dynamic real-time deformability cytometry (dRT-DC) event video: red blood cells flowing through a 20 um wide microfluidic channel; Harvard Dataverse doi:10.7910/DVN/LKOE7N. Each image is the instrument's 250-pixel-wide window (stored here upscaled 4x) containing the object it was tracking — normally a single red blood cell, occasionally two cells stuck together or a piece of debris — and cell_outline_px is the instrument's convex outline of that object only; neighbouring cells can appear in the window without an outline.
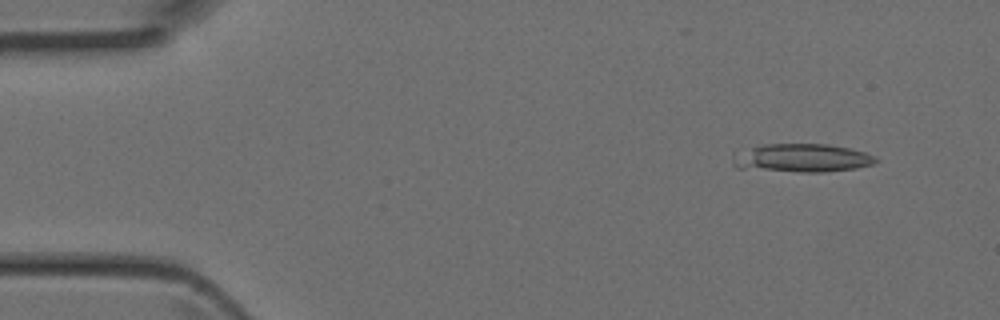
{"species": "Egyptian fruit bat (a non-hibernating species)", "species_latin": "Rousettus aegyptiacus", "temperature_condition": "room temperature", "stored_images_in_passage": 6, "camera_frame_rate_fps": 3000, "um_per_image_px": 0.085, "animal": {"sex": "female"}, "frame": {"image": 1, "passage_image": 1, "time_ms": 0.0, "image_size_px": [1000, 320], "cell_outline_px": [[880, 160], [872, 164], [856, 168], [824, 172], [800, 172], [736, 168], [732, 164], [732, 156], [760, 144], [828, 144], [852, 148], [864, 152]], "centroid_in_image_um": [68.16, 13.43], "position_along_channel_um": 16.8, "area_um2": 23.64}}